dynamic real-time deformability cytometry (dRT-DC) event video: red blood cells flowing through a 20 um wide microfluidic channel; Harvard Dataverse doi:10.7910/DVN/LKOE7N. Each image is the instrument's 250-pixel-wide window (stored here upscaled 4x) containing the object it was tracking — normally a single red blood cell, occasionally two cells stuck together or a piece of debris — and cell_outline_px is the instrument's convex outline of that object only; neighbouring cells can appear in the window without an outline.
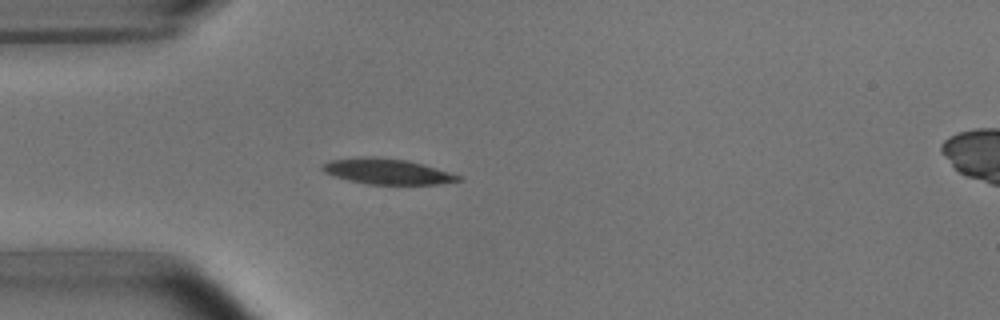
{"species": "common noctule bat (a hibernating species)", "species_latin": "Nyctalus noctula", "temperature_condition": "room temperature", "stored_images_in_passage": 2, "camera_frame_rate_fps": 3000, "um_per_image_px": 0.085, "animal": {"sex": "male", "body_mass_g": 15.6}, "frame": {"image": 1, "passage_image": 1, "time_ms": 0.0, "image_size_px": [1000, 320], "cell_outline_px": [[464, 180], [436, 184], [368, 184], [348, 180], [332, 176], [324, 172], [320, 168], [320, 164], [328, 160], [364, 156], [376, 156], [408, 160], [424, 164], [464, 176]], "centroid_in_image_um": [32.9, 14.56], "position_along_channel_um": 52.1, "area_um2": 20.69}}